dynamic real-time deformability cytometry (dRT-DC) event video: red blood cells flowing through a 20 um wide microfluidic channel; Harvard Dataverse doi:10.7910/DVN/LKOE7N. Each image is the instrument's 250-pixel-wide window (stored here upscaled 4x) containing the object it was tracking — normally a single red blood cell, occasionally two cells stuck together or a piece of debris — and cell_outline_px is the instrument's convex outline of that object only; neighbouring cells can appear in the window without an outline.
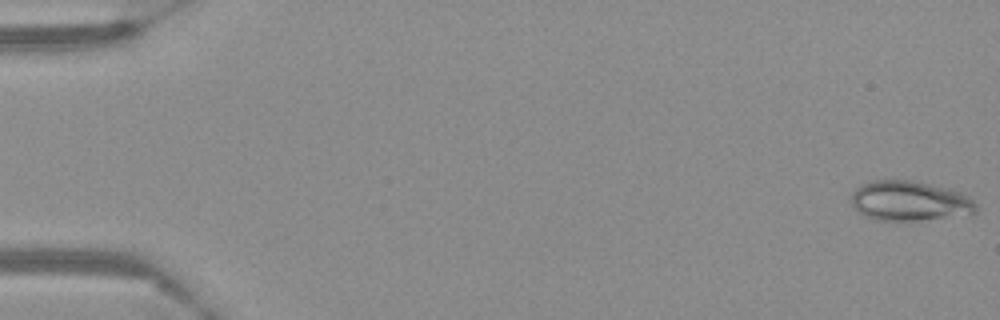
{"species": "Egyptian fruit bat (a non-hibernating species)", "species_latin": "Rousettus aegyptiacus", "temperature_condition": "warm", "stored_images_in_passage": 58, "camera_frame_rate_fps": 3000, "um_per_image_px": 0.085, "frame": {"image": 1, "passage_image": 1, "time_ms": 0.0, "image_size_px": [1000, 320], "cell_outline_px": [[976, 212], [972, 216], [920, 220], [876, 220], [860, 212], [852, 204], [852, 192], [856, 188], [872, 180], [912, 180], [952, 188], [968, 196], [976, 204]], "centroid_in_image_um": [77.41, 17.08], "position_along_channel_um": 7.6, "area_um2": 29.3}}
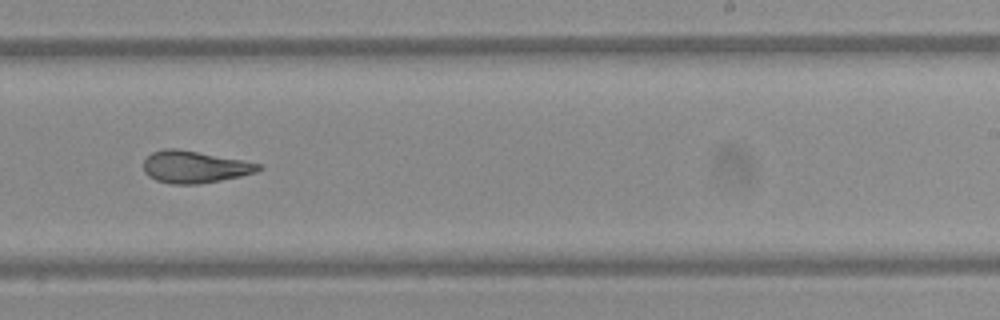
{"frame": {"image": 2, "passage_image": 37, "time_ms": 12.0, "image_size_px": [1000, 320], "cell_outline_px": [[264, 168], [256, 172], [240, 176], [200, 184], [172, 184], [156, 180], [148, 176], [144, 172], [144, 160], [152, 152], [164, 148], [176, 148], [244, 160], [260, 164]], "centroid_in_image_um": [16.54, 14.18], "position_along_channel_um": 272.5, "area_um2": 21.5}}
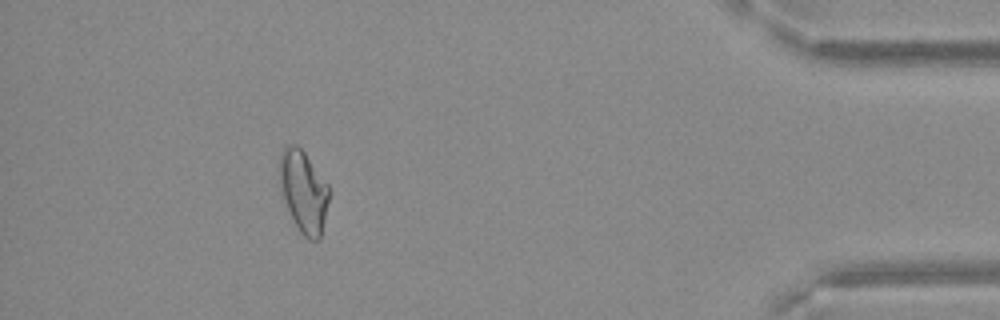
{"frame": {"image": 3, "passage_image": 53, "time_ms": 17.333, "image_size_px": [1000, 320], "cell_outline_px": [[328, 200], [320, 240], [308, 240], [300, 232], [284, 200], [280, 180], [280, 152], [284, 144], [296, 144], [304, 152], [328, 184]], "centroid_in_image_um": [25.8, 16.25], "position_along_channel_um": 409.4, "area_um2": 23.18}}